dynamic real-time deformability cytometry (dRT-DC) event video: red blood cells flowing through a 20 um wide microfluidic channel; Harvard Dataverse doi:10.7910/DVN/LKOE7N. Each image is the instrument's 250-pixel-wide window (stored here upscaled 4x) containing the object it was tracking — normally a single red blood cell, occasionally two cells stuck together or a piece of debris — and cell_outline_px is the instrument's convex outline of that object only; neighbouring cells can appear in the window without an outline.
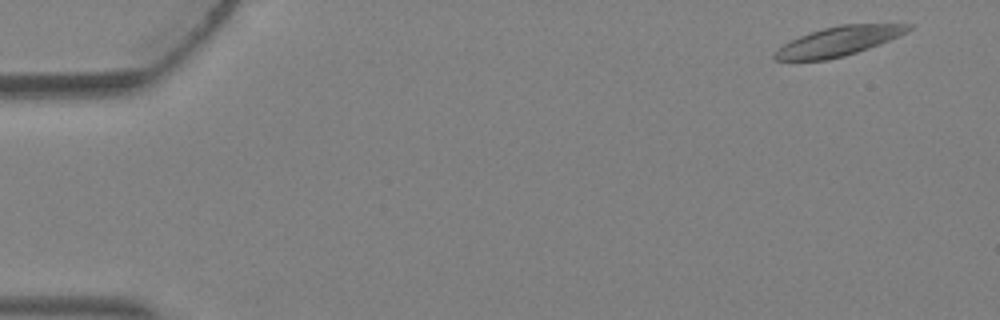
{"species": "Egyptian fruit bat (a non-hibernating species)", "species_latin": "Rousettus aegyptiacus", "temperature_condition": "warm", "stored_images_in_passage": 4, "camera_frame_rate_fps": 3000, "um_per_image_px": 0.085, "animal": {"sex": "female"}, "frame": {"image": 1, "passage_image": 1, "time_ms": 0.0, "image_size_px": [1000, 320], "cell_outline_px": [[912, 28], [908, 32], [868, 48], [844, 56], [828, 60], [776, 60], [772, 56], [784, 44], [800, 36], [824, 28], [840, 24], [912, 24]], "centroid_in_image_um": [71.3, 3.5], "position_along_channel_um": 13.7, "area_um2": 22.37}}